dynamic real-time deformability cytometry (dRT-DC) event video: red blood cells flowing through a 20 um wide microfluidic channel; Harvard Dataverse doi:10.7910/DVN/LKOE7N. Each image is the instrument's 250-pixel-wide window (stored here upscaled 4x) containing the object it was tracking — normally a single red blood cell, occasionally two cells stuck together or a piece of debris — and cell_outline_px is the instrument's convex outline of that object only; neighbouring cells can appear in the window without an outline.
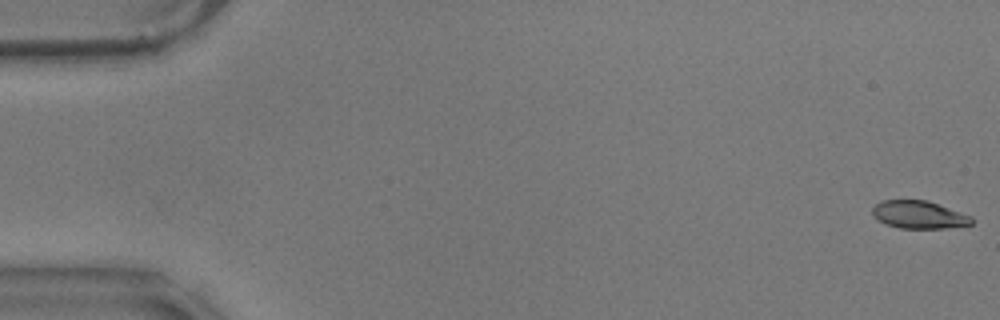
{"species": "common noctule bat (a hibernating species)", "species_latin": "Nyctalus noctula", "temperature_condition": "warm", "stored_images_in_passage": 49, "camera_frame_rate_fps": 3000, "um_per_image_px": 0.085, "animal": {"sex": "male", "body_mass_g": 17.9}, "frame": {"image": 1, "passage_image": 1, "time_ms": 0.0, "image_size_px": [1000, 320], "cell_outline_px": [[972, 224], [944, 228], [900, 228], [888, 224], [872, 216], [872, 208], [880, 200], [928, 200], [972, 216]], "centroid_in_image_um": [78.1, 18.23], "position_along_channel_um": 6.9, "area_um2": 15.95}}
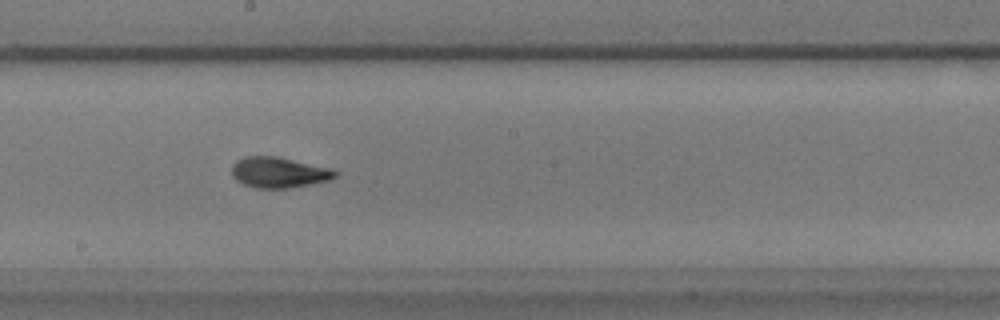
{"frame": {"image": 2, "passage_image": 32, "time_ms": 10.333, "image_size_px": [1000, 320], "cell_outline_px": [[340, 172], [336, 176], [328, 180], [288, 188], [256, 188], [244, 184], [236, 180], [232, 176], [232, 164], [236, 160], [244, 156], [280, 156], [332, 168]], "centroid_in_image_um": [23.7, 14.63], "position_along_channel_um": 224.5, "area_um2": 18.67}}
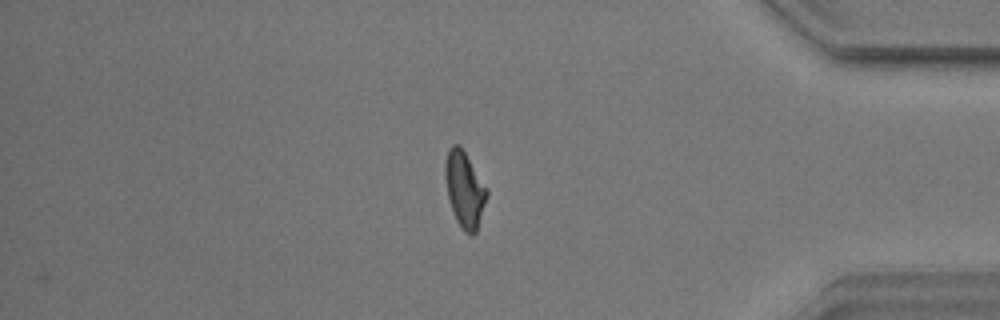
{"frame": {"image": 3, "passage_image": 49, "time_ms": 16.0, "image_size_px": [1000, 320], "cell_outline_px": [[488, 196], [476, 232], [472, 236], [464, 232], [456, 220], [448, 196], [444, 176], [444, 164], [448, 148], [452, 144], [460, 144], [488, 188]], "centroid_in_image_um": [39.49, 16.07], "position_along_channel_um": 395.7, "area_um2": 18.67}, "authors_computed_cell_mechanics": {"area_um2": 17.7446, "velocity_mm_per_s": 3.5379, "shape_relaxation_time_tau1_ms": 6.1767, "shape_relaxation_time_tau2_ms": 1.5461, "deformation_change_tau1": 0.1769, "deformation_change_tau2": 0.0814}}